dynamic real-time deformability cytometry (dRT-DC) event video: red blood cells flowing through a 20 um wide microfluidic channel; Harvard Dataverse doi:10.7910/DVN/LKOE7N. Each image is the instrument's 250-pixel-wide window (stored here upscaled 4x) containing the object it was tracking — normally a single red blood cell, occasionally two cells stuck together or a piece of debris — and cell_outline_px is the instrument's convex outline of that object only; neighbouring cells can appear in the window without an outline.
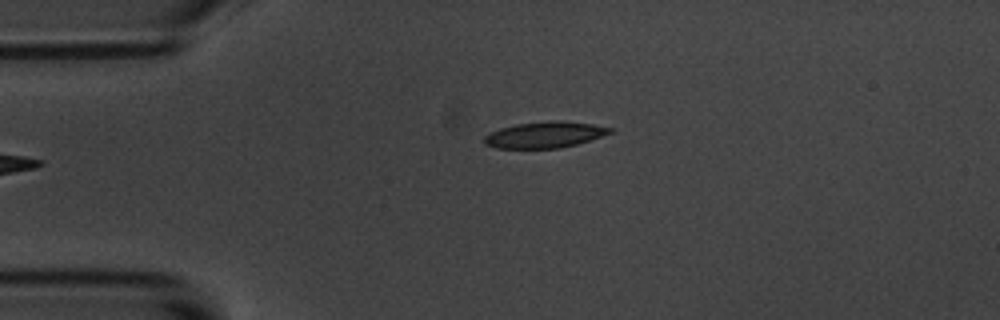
{"species": "common noctule bat (a hibernating species)", "species_latin": "Nyctalus noctula", "temperature_condition": "room temperature", "stored_images_in_passage": 5, "camera_frame_rate_fps": 3000, "um_per_image_px": 0.085, "animal": {"sex": "male", "body_mass_g": 20.1, "forearm_length_mm": 53.5}, "frame": {"image": 1, "passage_image": 5, "time_ms": 5.667, "image_size_px": [1000, 320], "cell_outline_px": [[616, 128], [612, 132], [576, 144], [560, 148], [496, 148], [484, 144], [484, 136], [500, 128], [516, 124], [592, 124]], "centroid_in_image_um": [46.25, 11.52], "position_along_channel_um": 38.8, "area_um2": 17.86}}